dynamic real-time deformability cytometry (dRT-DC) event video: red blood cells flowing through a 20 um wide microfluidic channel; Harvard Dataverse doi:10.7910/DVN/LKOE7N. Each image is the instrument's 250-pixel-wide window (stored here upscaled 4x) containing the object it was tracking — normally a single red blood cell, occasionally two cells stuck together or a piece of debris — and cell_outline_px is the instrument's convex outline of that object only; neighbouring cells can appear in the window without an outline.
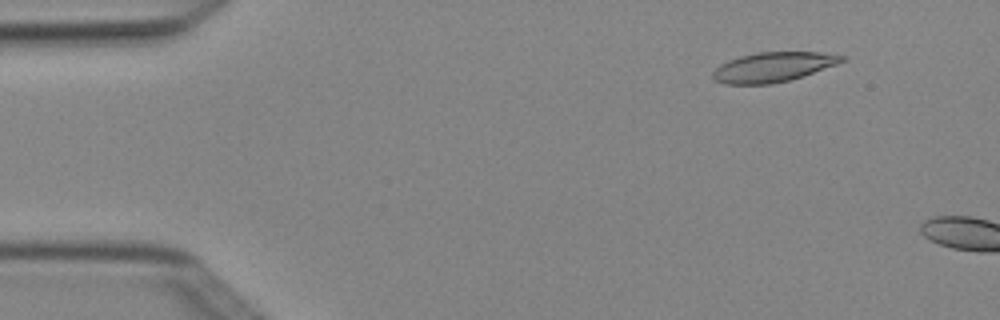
{"species": "Egyptian fruit bat (a non-hibernating species)", "species_latin": "Rousettus aegyptiacus", "temperature_condition": "cold", "stored_images_in_passage": 3, "camera_frame_rate_fps": 3000, "um_per_image_px": 0.085, "animal": {"sex": "female"}, "frame": {"image": 1, "passage_image": 2, "time_ms": 0.333, "image_size_px": [1000, 320], "cell_outline_px": [[848, 60], [804, 76], [772, 84], [724, 84], [716, 80], [712, 76], [712, 72], [720, 64], [728, 60], [740, 56], [756, 52], [820, 52], [848, 56]], "centroid_in_image_um": [65.75, 5.69], "position_along_channel_um": 19.3, "area_um2": 22.48}}